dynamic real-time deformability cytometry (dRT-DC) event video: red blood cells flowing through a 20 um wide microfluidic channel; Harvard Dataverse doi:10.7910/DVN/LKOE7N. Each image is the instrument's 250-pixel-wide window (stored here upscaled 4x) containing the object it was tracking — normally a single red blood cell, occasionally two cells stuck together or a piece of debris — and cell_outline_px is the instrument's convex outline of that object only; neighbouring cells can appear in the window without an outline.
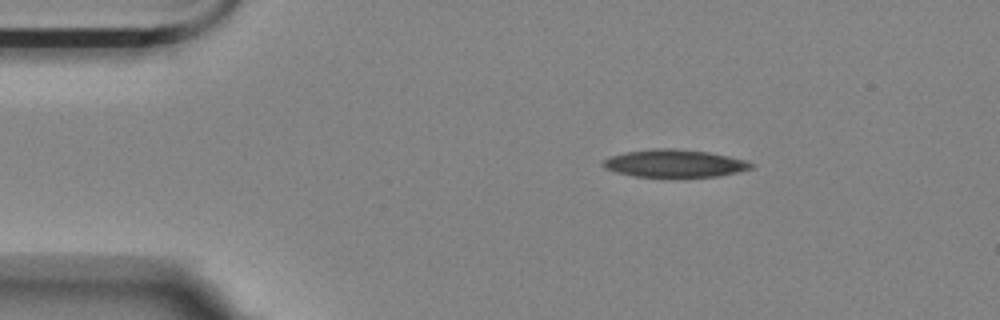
{"species": "Egyptian fruit bat (a non-hibernating species)", "species_latin": "Rousettus aegyptiacus", "temperature_condition": "room temperature", "stored_images_in_passage": 48, "camera_frame_rate_fps": 3000, "um_per_image_px": 0.085, "animal": {"sex": "female"}, "frame": {"image": 1, "passage_image": 1, "time_ms": 0.0, "image_size_px": [1000, 320], "cell_outline_px": [[752, 168], [720, 176], [636, 176], [616, 172], [604, 168], [600, 164], [604, 160], [612, 156], [628, 152], [656, 148], [672, 148], [708, 152], [728, 156], [744, 160], [752, 164]], "centroid_in_image_um": [57.31, 13.88], "position_along_channel_um": 27.7, "area_um2": 23.29}}
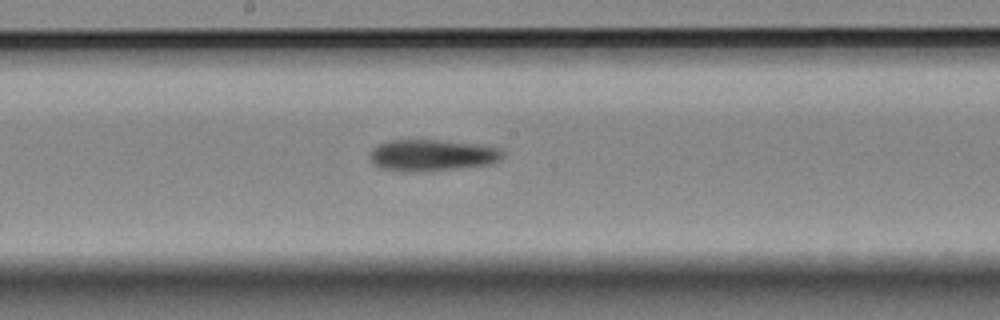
{"frame": {"image": 2, "passage_image": 21, "time_ms": 6.667, "image_size_px": [1000, 320], "cell_outline_px": [[504, 156], [500, 160], [488, 164], [456, 168], [416, 172], [404, 172], [380, 168], [372, 164], [368, 156], [372, 148], [388, 140], [440, 140], [476, 144], [500, 148], [504, 152]], "centroid_in_image_um": [36.67, 13.2], "position_along_channel_um": 211.5, "area_um2": 24.51}}
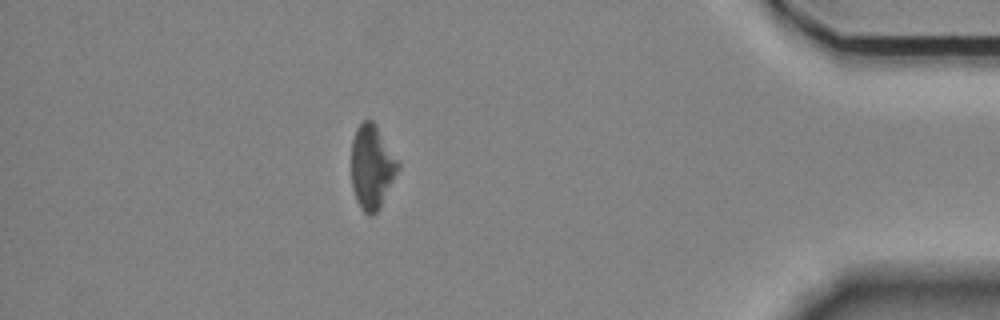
{"frame": {"image": 3, "passage_image": 41, "time_ms": 13.333, "image_size_px": [1000, 320], "cell_outline_px": [[400, 168], [380, 208], [372, 216], [368, 216], [360, 208], [356, 200], [352, 188], [352, 140], [356, 128], [364, 120], [372, 120], [376, 124], [400, 160]], "centroid_in_image_um": [31.64, 14.19], "position_along_channel_um": 403.6, "area_um2": 23.29}}